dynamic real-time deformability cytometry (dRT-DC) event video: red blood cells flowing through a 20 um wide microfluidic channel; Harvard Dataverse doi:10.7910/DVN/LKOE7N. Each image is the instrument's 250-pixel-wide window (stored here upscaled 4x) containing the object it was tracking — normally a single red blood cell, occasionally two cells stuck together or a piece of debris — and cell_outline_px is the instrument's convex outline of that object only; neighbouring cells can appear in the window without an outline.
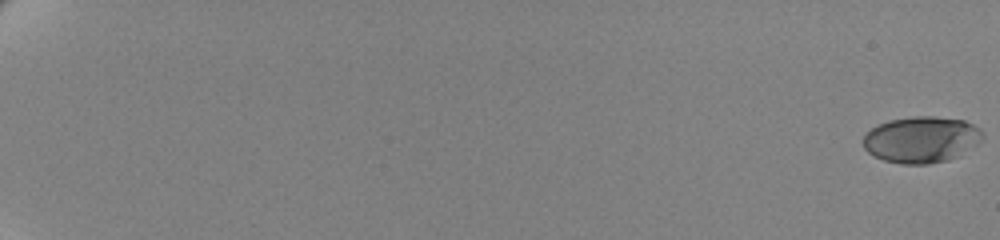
{"species": "human", "species_latin": "Homo sapiens", "temperature_condition": "cold", "stored_images_in_passage": 63, "camera_frame_rate_fps": 3000, "um_per_image_px": 0.085, "donor": {"sex": "female"}, "frame": {"image": 1, "passage_image": 1, "time_ms": 0.0, "image_size_px": [1000, 240], "cell_outline_px": [[984, 140], [980, 144], [960, 156], [948, 160], [928, 164], [900, 164], [884, 160], [868, 152], [864, 148], [864, 136], [872, 128], [888, 120], [912, 116], [932, 116], [964, 120], [980, 128], [984, 132]], "centroid_in_image_um": [78.39, 11.87], "position_along_channel_um": 6.6, "area_um2": 32.6}}
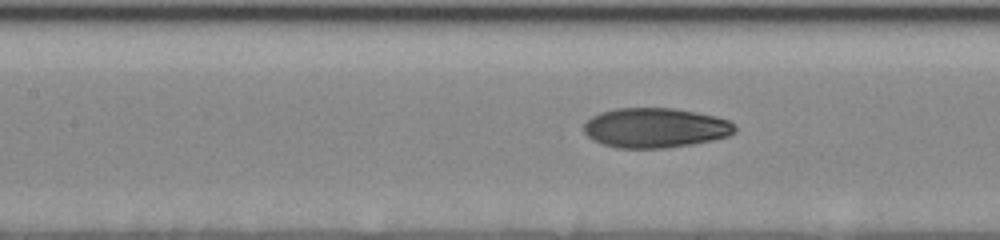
{"frame": {"image": 2, "passage_image": 34, "time_ms": 11.0, "image_size_px": [1000, 240], "cell_outline_px": [[736, 132], [728, 136], [712, 140], [692, 144], [664, 148], [616, 148], [600, 144], [592, 140], [584, 132], [584, 124], [592, 116], [600, 112], [616, 108], [672, 108], [696, 112], [716, 116], [728, 120], [736, 128]], "centroid_in_image_um": [55.67, 10.87], "position_along_channel_um": 151.7, "area_um2": 35.14}}
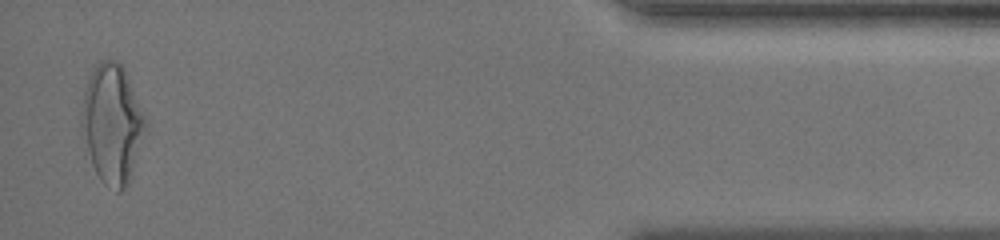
{"frame": {"image": 3, "passage_image": 62, "time_ms": 20.333, "image_size_px": [1000, 240], "cell_outline_px": [[148, 128], [128, 184], [120, 192], [116, 192], [104, 184], [100, 180], [92, 164], [80, 132], [80, 112], [84, 88], [96, 64], [100, 60], [116, 60], [124, 68], [148, 120]], "centroid_in_image_um": [9.54, 10.53], "position_along_channel_um": 425.7, "area_um2": 45.08}, "authors_computed_cell_mechanics": {"area_um2": 34.2176, "velocity_mm_per_s": 3.4952, "shape_relaxation_time_tau1_ms": 4.4515, "shape_relaxation_time_tau2_ms": 1.3772, "deformation_change_tau1": 0.1757, "deformation_change_tau2": 0.0646}}